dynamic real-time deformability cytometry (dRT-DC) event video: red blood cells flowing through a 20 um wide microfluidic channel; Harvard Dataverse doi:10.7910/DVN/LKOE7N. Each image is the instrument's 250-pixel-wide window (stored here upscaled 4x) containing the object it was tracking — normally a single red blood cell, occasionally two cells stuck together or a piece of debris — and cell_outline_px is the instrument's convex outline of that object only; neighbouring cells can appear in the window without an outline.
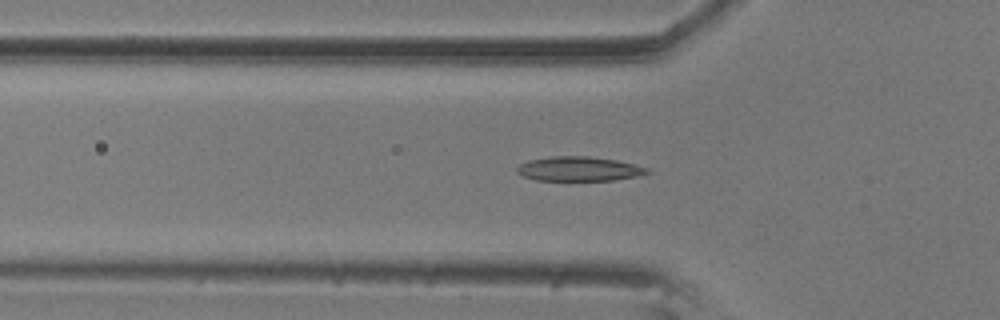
{"species": "common noctule bat (a hibernating species)", "species_latin": "Nyctalus noctula", "temperature_condition": "room temperature", "stored_images_in_passage": 52, "camera_frame_rate_fps": 3000, "um_per_image_px": 0.085, "animal": {"sex": "male", "body_mass_g": 20.5, "forearm_length_mm": 52.5}, "frame": {"image": 1, "passage_image": 18, "time_ms": 5.667, "image_size_px": [1000, 320], "cell_outline_px": [[652, 172], [636, 176], [612, 180], [536, 180], [524, 176], [516, 172], [516, 168], [520, 164], [528, 160], [552, 156], [588, 156], [616, 160], [648, 168]], "centroid_in_image_um": [49.19, 14.35], "position_along_channel_um": 76.6, "area_um2": 18.38}}
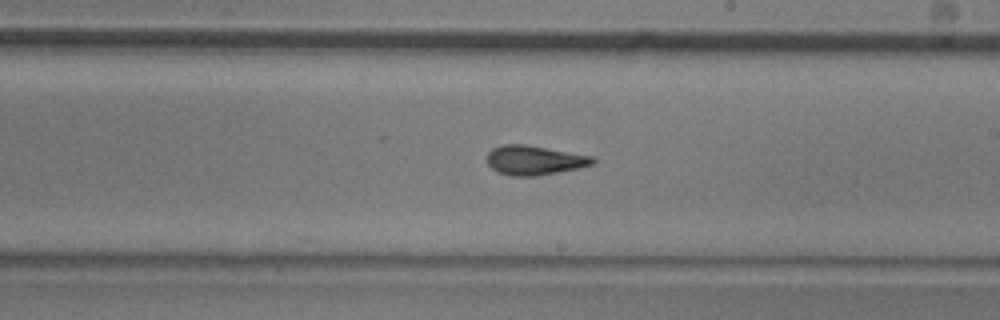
{"frame": {"image": 2, "passage_image": 32, "time_ms": 10.333, "image_size_px": [1000, 320], "cell_outline_px": [[596, 164], [580, 168], [536, 176], [512, 176], [496, 172], [488, 164], [488, 152], [492, 148], [504, 144], [524, 144], [592, 156], [596, 160]], "centroid_in_image_um": [45.44, 13.63], "position_along_channel_um": 243.6, "area_um2": 18.15}}
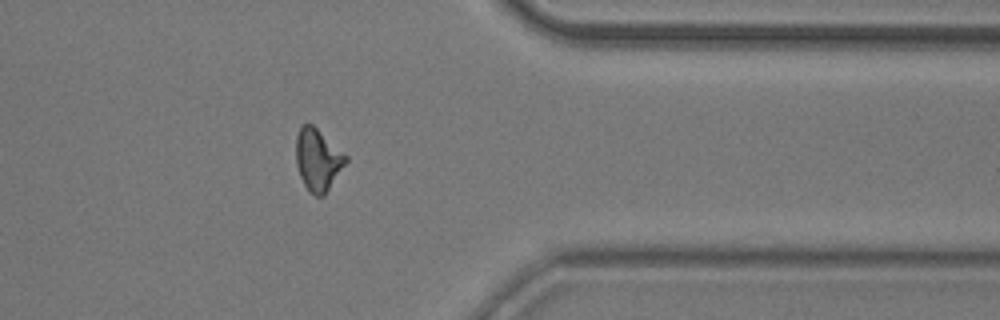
{"frame": {"image": 3, "passage_image": 45, "time_ms": 14.667, "image_size_px": [1000, 320], "cell_outline_px": [[348, 160], [324, 196], [316, 196], [308, 192], [300, 176], [296, 164], [296, 136], [300, 128], [304, 124], [312, 124], [348, 156]], "centroid_in_image_um": [27.01, 13.59], "position_along_channel_um": 384.4, "area_um2": 17.92}}